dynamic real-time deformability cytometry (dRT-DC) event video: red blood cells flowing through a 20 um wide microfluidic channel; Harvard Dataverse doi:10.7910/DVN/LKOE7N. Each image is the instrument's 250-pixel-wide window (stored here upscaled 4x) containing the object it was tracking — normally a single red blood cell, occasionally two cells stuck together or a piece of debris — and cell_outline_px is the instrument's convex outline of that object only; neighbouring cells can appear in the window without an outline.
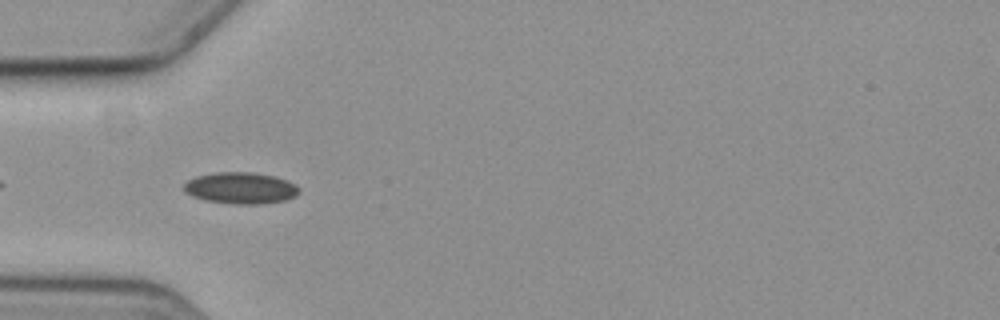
{"species": "common noctule bat (a hibernating species)", "species_latin": "Nyctalus noctula", "temperature_condition": "cold", "stored_images_in_passage": 8, "camera_frame_rate_fps": 3000, "um_per_image_px": 0.085, "animal": {"sex": "female", "body_mass_g": 19.3, "forearm_length_mm": 54.1}, "frame": {"image": 1, "passage_image": 3, "time_ms": 0.667, "image_size_px": [1000, 320], "cell_outline_px": [[300, 192], [296, 196], [284, 200], [264, 204], [232, 204], [204, 200], [192, 196], [184, 192], [184, 184], [188, 180], [196, 176], [216, 172], [252, 172], [276, 176], [288, 180], [296, 184], [300, 188]], "centroid_in_image_um": [20.48, 15.98], "position_along_channel_um": 64.5, "area_um2": 21.44}}
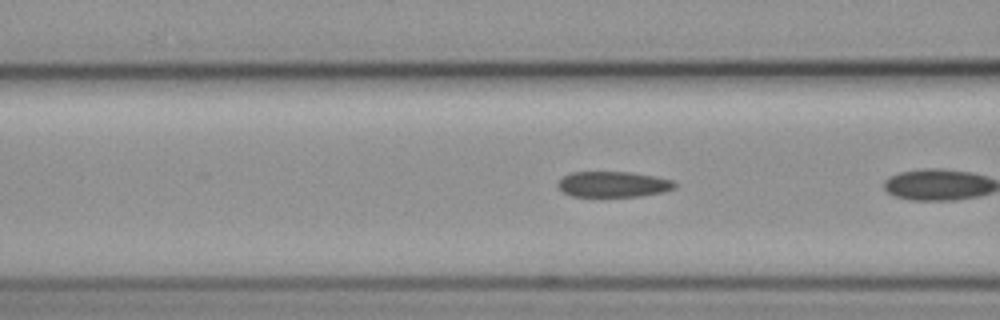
{"frame": {"image": 2, "passage_image": 5, "time_ms": 1.333, "image_size_px": [1000, 320], "cell_outline_px": [[676, 188], [664, 192], [640, 196], [572, 196], [564, 192], [556, 184], [564, 176], [572, 172], [632, 172], [672, 180], [676, 184]], "centroid_in_image_um": [52.14, 15.66], "position_along_channel_um": 114.5, "area_um2": 17.34}}